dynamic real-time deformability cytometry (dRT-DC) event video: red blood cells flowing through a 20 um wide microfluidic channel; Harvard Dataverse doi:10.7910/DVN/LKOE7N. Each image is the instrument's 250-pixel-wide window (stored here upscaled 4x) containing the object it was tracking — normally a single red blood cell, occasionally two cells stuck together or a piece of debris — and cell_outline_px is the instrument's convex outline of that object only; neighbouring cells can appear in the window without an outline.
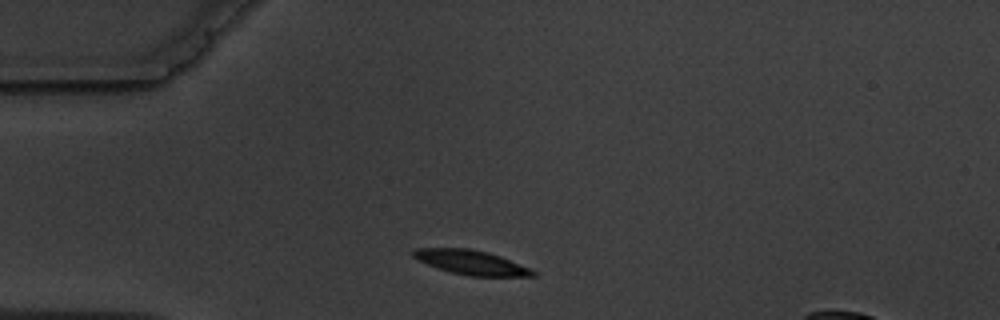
{"species": "common noctule bat (a hibernating species)", "species_latin": "Nyctalus noctula", "temperature_condition": "warm", "stored_images_in_passage": 2, "camera_frame_rate_fps": 3000, "um_per_image_px": 0.085, "animal": {"sex": "male", "body_mass_g": 19.5, "forearm_length_mm": 54.6}, "frame": {"image": 1, "passage_image": 1, "time_ms": 0.0, "image_size_px": [1000, 320], "cell_outline_px": [[536, 276], [468, 276], [452, 272], [416, 260], [412, 256], [412, 252], [416, 248], [468, 248], [488, 252], [500, 256], [528, 268], [536, 272]], "centroid_in_image_um": [40.02, 22.3], "position_along_channel_um": 45.0, "area_um2": 16.76}}